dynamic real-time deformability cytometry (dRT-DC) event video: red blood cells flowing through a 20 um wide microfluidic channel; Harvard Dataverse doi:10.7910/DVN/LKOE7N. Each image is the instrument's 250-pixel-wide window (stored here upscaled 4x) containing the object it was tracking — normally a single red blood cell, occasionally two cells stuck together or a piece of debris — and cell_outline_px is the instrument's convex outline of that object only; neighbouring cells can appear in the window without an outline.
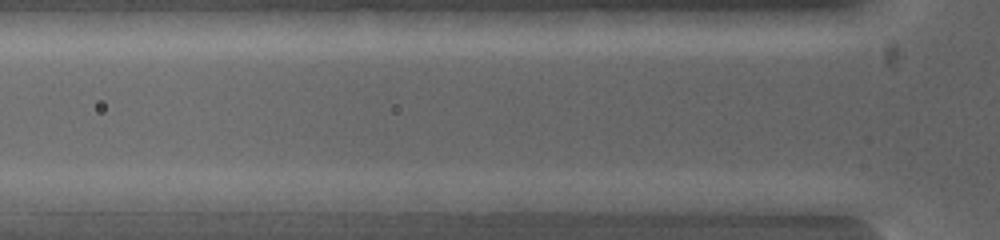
{"species": "common noctule bat (a hibernating species)", "species_latin": "Nyctalus noctula", "temperature_condition": "warm", "stored_images_in_passage": 2, "camera_frame_rate_fps": 5000, "um_per_image_px": 0.085, "animal": {"sex": "female", "body_mass_g": 19.0, "forearm_length_mm": 53.3}, "frame": {"image": 1, "passage_image": 2, "time_ms": 0.2, "image_size_px": [1000, 240], "cell_outline_px": [[788, 200], [784, 216], [772, 216], [652, 208], [644, 200], [696, 192], [752, 192]], "centroid_in_image_um": [61.49, 17.27], "position_along_channel_um": 64.3, "area_um2": 18.03}}